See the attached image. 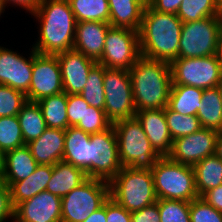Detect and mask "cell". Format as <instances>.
<instances>
[{
    "label": "cell",
    "mask_w": 222,
    "mask_h": 222,
    "mask_svg": "<svg viewBox=\"0 0 222 222\" xmlns=\"http://www.w3.org/2000/svg\"><path fill=\"white\" fill-rule=\"evenodd\" d=\"M177 16L183 23L219 16L218 0H183Z\"/></svg>",
    "instance_id": "cell-33"
},
{
    "label": "cell",
    "mask_w": 222,
    "mask_h": 222,
    "mask_svg": "<svg viewBox=\"0 0 222 222\" xmlns=\"http://www.w3.org/2000/svg\"><path fill=\"white\" fill-rule=\"evenodd\" d=\"M27 101L25 93L0 84V117L17 116Z\"/></svg>",
    "instance_id": "cell-37"
},
{
    "label": "cell",
    "mask_w": 222,
    "mask_h": 222,
    "mask_svg": "<svg viewBox=\"0 0 222 222\" xmlns=\"http://www.w3.org/2000/svg\"><path fill=\"white\" fill-rule=\"evenodd\" d=\"M85 105H89L81 95L68 94L67 117L68 127H75L85 114Z\"/></svg>",
    "instance_id": "cell-40"
},
{
    "label": "cell",
    "mask_w": 222,
    "mask_h": 222,
    "mask_svg": "<svg viewBox=\"0 0 222 222\" xmlns=\"http://www.w3.org/2000/svg\"><path fill=\"white\" fill-rule=\"evenodd\" d=\"M191 222H222V213L201 197L190 202Z\"/></svg>",
    "instance_id": "cell-39"
},
{
    "label": "cell",
    "mask_w": 222,
    "mask_h": 222,
    "mask_svg": "<svg viewBox=\"0 0 222 222\" xmlns=\"http://www.w3.org/2000/svg\"><path fill=\"white\" fill-rule=\"evenodd\" d=\"M219 57L222 65V32H221V38H220V44H219Z\"/></svg>",
    "instance_id": "cell-50"
},
{
    "label": "cell",
    "mask_w": 222,
    "mask_h": 222,
    "mask_svg": "<svg viewBox=\"0 0 222 222\" xmlns=\"http://www.w3.org/2000/svg\"><path fill=\"white\" fill-rule=\"evenodd\" d=\"M13 222H62V199L42 191L14 208Z\"/></svg>",
    "instance_id": "cell-15"
},
{
    "label": "cell",
    "mask_w": 222,
    "mask_h": 222,
    "mask_svg": "<svg viewBox=\"0 0 222 222\" xmlns=\"http://www.w3.org/2000/svg\"><path fill=\"white\" fill-rule=\"evenodd\" d=\"M221 32L222 19L219 16L183 23L178 58L217 55L219 53Z\"/></svg>",
    "instance_id": "cell-7"
},
{
    "label": "cell",
    "mask_w": 222,
    "mask_h": 222,
    "mask_svg": "<svg viewBox=\"0 0 222 222\" xmlns=\"http://www.w3.org/2000/svg\"><path fill=\"white\" fill-rule=\"evenodd\" d=\"M107 222H132L131 212L116 203L111 197L106 200Z\"/></svg>",
    "instance_id": "cell-42"
},
{
    "label": "cell",
    "mask_w": 222,
    "mask_h": 222,
    "mask_svg": "<svg viewBox=\"0 0 222 222\" xmlns=\"http://www.w3.org/2000/svg\"><path fill=\"white\" fill-rule=\"evenodd\" d=\"M17 116L25 144L40 137L47 129L42 110L37 102L27 101Z\"/></svg>",
    "instance_id": "cell-30"
},
{
    "label": "cell",
    "mask_w": 222,
    "mask_h": 222,
    "mask_svg": "<svg viewBox=\"0 0 222 222\" xmlns=\"http://www.w3.org/2000/svg\"><path fill=\"white\" fill-rule=\"evenodd\" d=\"M38 163L32 156L29 147H21L4 153V172L2 180L10 186L13 182L28 178L37 168Z\"/></svg>",
    "instance_id": "cell-22"
},
{
    "label": "cell",
    "mask_w": 222,
    "mask_h": 222,
    "mask_svg": "<svg viewBox=\"0 0 222 222\" xmlns=\"http://www.w3.org/2000/svg\"><path fill=\"white\" fill-rule=\"evenodd\" d=\"M218 13L219 17L222 19V0H218Z\"/></svg>",
    "instance_id": "cell-51"
},
{
    "label": "cell",
    "mask_w": 222,
    "mask_h": 222,
    "mask_svg": "<svg viewBox=\"0 0 222 222\" xmlns=\"http://www.w3.org/2000/svg\"><path fill=\"white\" fill-rule=\"evenodd\" d=\"M131 219L132 222H160L158 199L156 203L150 206L131 212Z\"/></svg>",
    "instance_id": "cell-43"
},
{
    "label": "cell",
    "mask_w": 222,
    "mask_h": 222,
    "mask_svg": "<svg viewBox=\"0 0 222 222\" xmlns=\"http://www.w3.org/2000/svg\"><path fill=\"white\" fill-rule=\"evenodd\" d=\"M196 116L202 128L222 131V96L217 87L203 90Z\"/></svg>",
    "instance_id": "cell-26"
},
{
    "label": "cell",
    "mask_w": 222,
    "mask_h": 222,
    "mask_svg": "<svg viewBox=\"0 0 222 222\" xmlns=\"http://www.w3.org/2000/svg\"><path fill=\"white\" fill-rule=\"evenodd\" d=\"M215 155L222 160V131L218 132L216 139Z\"/></svg>",
    "instance_id": "cell-48"
},
{
    "label": "cell",
    "mask_w": 222,
    "mask_h": 222,
    "mask_svg": "<svg viewBox=\"0 0 222 222\" xmlns=\"http://www.w3.org/2000/svg\"><path fill=\"white\" fill-rule=\"evenodd\" d=\"M64 92L57 55L40 54L33 49L32 79L26 93L29 102Z\"/></svg>",
    "instance_id": "cell-13"
},
{
    "label": "cell",
    "mask_w": 222,
    "mask_h": 222,
    "mask_svg": "<svg viewBox=\"0 0 222 222\" xmlns=\"http://www.w3.org/2000/svg\"><path fill=\"white\" fill-rule=\"evenodd\" d=\"M104 112L115 123L135 117L131 78L128 70L104 67Z\"/></svg>",
    "instance_id": "cell-10"
},
{
    "label": "cell",
    "mask_w": 222,
    "mask_h": 222,
    "mask_svg": "<svg viewBox=\"0 0 222 222\" xmlns=\"http://www.w3.org/2000/svg\"><path fill=\"white\" fill-rule=\"evenodd\" d=\"M25 58L11 49L0 46V84L27 93L32 79L33 48Z\"/></svg>",
    "instance_id": "cell-16"
},
{
    "label": "cell",
    "mask_w": 222,
    "mask_h": 222,
    "mask_svg": "<svg viewBox=\"0 0 222 222\" xmlns=\"http://www.w3.org/2000/svg\"><path fill=\"white\" fill-rule=\"evenodd\" d=\"M160 222H191L190 202L173 199H158Z\"/></svg>",
    "instance_id": "cell-36"
},
{
    "label": "cell",
    "mask_w": 222,
    "mask_h": 222,
    "mask_svg": "<svg viewBox=\"0 0 222 222\" xmlns=\"http://www.w3.org/2000/svg\"><path fill=\"white\" fill-rule=\"evenodd\" d=\"M157 199L191 202L198 198L194 170L191 165L160 157L151 169Z\"/></svg>",
    "instance_id": "cell-6"
},
{
    "label": "cell",
    "mask_w": 222,
    "mask_h": 222,
    "mask_svg": "<svg viewBox=\"0 0 222 222\" xmlns=\"http://www.w3.org/2000/svg\"><path fill=\"white\" fill-rule=\"evenodd\" d=\"M87 179L83 169L62 160L53 165V173L46 191L62 198Z\"/></svg>",
    "instance_id": "cell-25"
},
{
    "label": "cell",
    "mask_w": 222,
    "mask_h": 222,
    "mask_svg": "<svg viewBox=\"0 0 222 222\" xmlns=\"http://www.w3.org/2000/svg\"><path fill=\"white\" fill-rule=\"evenodd\" d=\"M117 137L113 125L90 137V178L110 182L120 171Z\"/></svg>",
    "instance_id": "cell-12"
},
{
    "label": "cell",
    "mask_w": 222,
    "mask_h": 222,
    "mask_svg": "<svg viewBox=\"0 0 222 222\" xmlns=\"http://www.w3.org/2000/svg\"><path fill=\"white\" fill-rule=\"evenodd\" d=\"M217 88L219 89L220 94L222 96V78L220 79L219 84L217 85Z\"/></svg>",
    "instance_id": "cell-53"
},
{
    "label": "cell",
    "mask_w": 222,
    "mask_h": 222,
    "mask_svg": "<svg viewBox=\"0 0 222 222\" xmlns=\"http://www.w3.org/2000/svg\"><path fill=\"white\" fill-rule=\"evenodd\" d=\"M183 0H147V4L154 10L177 14Z\"/></svg>",
    "instance_id": "cell-44"
},
{
    "label": "cell",
    "mask_w": 222,
    "mask_h": 222,
    "mask_svg": "<svg viewBox=\"0 0 222 222\" xmlns=\"http://www.w3.org/2000/svg\"><path fill=\"white\" fill-rule=\"evenodd\" d=\"M203 89L186 86L172 85L167 106L182 115H197Z\"/></svg>",
    "instance_id": "cell-28"
},
{
    "label": "cell",
    "mask_w": 222,
    "mask_h": 222,
    "mask_svg": "<svg viewBox=\"0 0 222 222\" xmlns=\"http://www.w3.org/2000/svg\"><path fill=\"white\" fill-rule=\"evenodd\" d=\"M104 66L96 64L89 72L83 91L79 93L92 107L104 110Z\"/></svg>",
    "instance_id": "cell-32"
},
{
    "label": "cell",
    "mask_w": 222,
    "mask_h": 222,
    "mask_svg": "<svg viewBox=\"0 0 222 222\" xmlns=\"http://www.w3.org/2000/svg\"><path fill=\"white\" fill-rule=\"evenodd\" d=\"M217 135L215 130L201 128L195 133L176 138L167 157L174 162L193 166L215 154Z\"/></svg>",
    "instance_id": "cell-14"
},
{
    "label": "cell",
    "mask_w": 222,
    "mask_h": 222,
    "mask_svg": "<svg viewBox=\"0 0 222 222\" xmlns=\"http://www.w3.org/2000/svg\"><path fill=\"white\" fill-rule=\"evenodd\" d=\"M41 1L42 0H2V3L5 7L7 4H9V6L10 4L16 5V7L19 6L26 10V12L32 14L36 11Z\"/></svg>",
    "instance_id": "cell-46"
},
{
    "label": "cell",
    "mask_w": 222,
    "mask_h": 222,
    "mask_svg": "<svg viewBox=\"0 0 222 222\" xmlns=\"http://www.w3.org/2000/svg\"><path fill=\"white\" fill-rule=\"evenodd\" d=\"M109 197L129 212L156 203L152 171L122 167L109 182Z\"/></svg>",
    "instance_id": "cell-4"
},
{
    "label": "cell",
    "mask_w": 222,
    "mask_h": 222,
    "mask_svg": "<svg viewBox=\"0 0 222 222\" xmlns=\"http://www.w3.org/2000/svg\"><path fill=\"white\" fill-rule=\"evenodd\" d=\"M140 57L139 31L111 26L105 36L102 57L97 63L129 71Z\"/></svg>",
    "instance_id": "cell-11"
},
{
    "label": "cell",
    "mask_w": 222,
    "mask_h": 222,
    "mask_svg": "<svg viewBox=\"0 0 222 222\" xmlns=\"http://www.w3.org/2000/svg\"><path fill=\"white\" fill-rule=\"evenodd\" d=\"M25 145L18 116L0 117V149L3 153Z\"/></svg>",
    "instance_id": "cell-35"
},
{
    "label": "cell",
    "mask_w": 222,
    "mask_h": 222,
    "mask_svg": "<svg viewBox=\"0 0 222 222\" xmlns=\"http://www.w3.org/2000/svg\"><path fill=\"white\" fill-rule=\"evenodd\" d=\"M52 173L53 165L38 164L36 170L28 178L13 182L9 186L12 206L15 208L19 203L45 191Z\"/></svg>",
    "instance_id": "cell-23"
},
{
    "label": "cell",
    "mask_w": 222,
    "mask_h": 222,
    "mask_svg": "<svg viewBox=\"0 0 222 222\" xmlns=\"http://www.w3.org/2000/svg\"><path fill=\"white\" fill-rule=\"evenodd\" d=\"M135 117L141 123L155 152L160 157H167L173 140L167 126L164 109L137 111Z\"/></svg>",
    "instance_id": "cell-18"
},
{
    "label": "cell",
    "mask_w": 222,
    "mask_h": 222,
    "mask_svg": "<svg viewBox=\"0 0 222 222\" xmlns=\"http://www.w3.org/2000/svg\"><path fill=\"white\" fill-rule=\"evenodd\" d=\"M56 55L61 69L64 92L79 94L86 85L90 70L97 62L74 49Z\"/></svg>",
    "instance_id": "cell-17"
},
{
    "label": "cell",
    "mask_w": 222,
    "mask_h": 222,
    "mask_svg": "<svg viewBox=\"0 0 222 222\" xmlns=\"http://www.w3.org/2000/svg\"><path fill=\"white\" fill-rule=\"evenodd\" d=\"M122 167L151 170L160 156L152 148L136 117L113 123Z\"/></svg>",
    "instance_id": "cell-5"
},
{
    "label": "cell",
    "mask_w": 222,
    "mask_h": 222,
    "mask_svg": "<svg viewBox=\"0 0 222 222\" xmlns=\"http://www.w3.org/2000/svg\"><path fill=\"white\" fill-rule=\"evenodd\" d=\"M8 218L14 220V207L11 203L10 188L0 179V222H6Z\"/></svg>",
    "instance_id": "cell-41"
},
{
    "label": "cell",
    "mask_w": 222,
    "mask_h": 222,
    "mask_svg": "<svg viewBox=\"0 0 222 222\" xmlns=\"http://www.w3.org/2000/svg\"><path fill=\"white\" fill-rule=\"evenodd\" d=\"M109 198V182L88 178L62 197V222H84Z\"/></svg>",
    "instance_id": "cell-8"
},
{
    "label": "cell",
    "mask_w": 222,
    "mask_h": 222,
    "mask_svg": "<svg viewBox=\"0 0 222 222\" xmlns=\"http://www.w3.org/2000/svg\"><path fill=\"white\" fill-rule=\"evenodd\" d=\"M112 125L113 123L108 119L104 110L85 105L83 119H81L75 127L91 135L105 131Z\"/></svg>",
    "instance_id": "cell-38"
},
{
    "label": "cell",
    "mask_w": 222,
    "mask_h": 222,
    "mask_svg": "<svg viewBox=\"0 0 222 222\" xmlns=\"http://www.w3.org/2000/svg\"><path fill=\"white\" fill-rule=\"evenodd\" d=\"M4 11H5V6L3 5L2 0H0V17L1 14L4 13Z\"/></svg>",
    "instance_id": "cell-52"
},
{
    "label": "cell",
    "mask_w": 222,
    "mask_h": 222,
    "mask_svg": "<svg viewBox=\"0 0 222 222\" xmlns=\"http://www.w3.org/2000/svg\"><path fill=\"white\" fill-rule=\"evenodd\" d=\"M137 111L164 109L172 86L169 62L141 56L129 69Z\"/></svg>",
    "instance_id": "cell-3"
},
{
    "label": "cell",
    "mask_w": 222,
    "mask_h": 222,
    "mask_svg": "<svg viewBox=\"0 0 222 222\" xmlns=\"http://www.w3.org/2000/svg\"><path fill=\"white\" fill-rule=\"evenodd\" d=\"M182 25L177 14L156 11L146 4L139 29L141 56L169 63L177 59Z\"/></svg>",
    "instance_id": "cell-2"
},
{
    "label": "cell",
    "mask_w": 222,
    "mask_h": 222,
    "mask_svg": "<svg viewBox=\"0 0 222 222\" xmlns=\"http://www.w3.org/2000/svg\"><path fill=\"white\" fill-rule=\"evenodd\" d=\"M201 198L222 213V184L205 192Z\"/></svg>",
    "instance_id": "cell-45"
},
{
    "label": "cell",
    "mask_w": 222,
    "mask_h": 222,
    "mask_svg": "<svg viewBox=\"0 0 222 222\" xmlns=\"http://www.w3.org/2000/svg\"><path fill=\"white\" fill-rule=\"evenodd\" d=\"M3 172H4V153L0 149V179H2Z\"/></svg>",
    "instance_id": "cell-49"
},
{
    "label": "cell",
    "mask_w": 222,
    "mask_h": 222,
    "mask_svg": "<svg viewBox=\"0 0 222 222\" xmlns=\"http://www.w3.org/2000/svg\"><path fill=\"white\" fill-rule=\"evenodd\" d=\"M31 15L41 24L32 45L37 53L56 55L73 49L77 22L68 0H42Z\"/></svg>",
    "instance_id": "cell-1"
},
{
    "label": "cell",
    "mask_w": 222,
    "mask_h": 222,
    "mask_svg": "<svg viewBox=\"0 0 222 222\" xmlns=\"http://www.w3.org/2000/svg\"><path fill=\"white\" fill-rule=\"evenodd\" d=\"M84 222H107L106 201L98 210H95Z\"/></svg>",
    "instance_id": "cell-47"
},
{
    "label": "cell",
    "mask_w": 222,
    "mask_h": 222,
    "mask_svg": "<svg viewBox=\"0 0 222 222\" xmlns=\"http://www.w3.org/2000/svg\"><path fill=\"white\" fill-rule=\"evenodd\" d=\"M112 27L139 31L147 0H108Z\"/></svg>",
    "instance_id": "cell-24"
},
{
    "label": "cell",
    "mask_w": 222,
    "mask_h": 222,
    "mask_svg": "<svg viewBox=\"0 0 222 222\" xmlns=\"http://www.w3.org/2000/svg\"><path fill=\"white\" fill-rule=\"evenodd\" d=\"M164 112L172 140L190 135L202 128L197 116L182 115L168 106L164 108Z\"/></svg>",
    "instance_id": "cell-34"
},
{
    "label": "cell",
    "mask_w": 222,
    "mask_h": 222,
    "mask_svg": "<svg viewBox=\"0 0 222 222\" xmlns=\"http://www.w3.org/2000/svg\"><path fill=\"white\" fill-rule=\"evenodd\" d=\"M109 23L82 21L76 23L73 49L96 62L102 57Z\"/></svg>",
    "instance_id": "cell-19"
},
{
    "label": "cell",
    "mask_w": 222,
    "mask_h": 222,
    "mask_svg": "<svg viewBox=\"0 0 222 222\" xmlns=\"http://www.w3.org/2000/svg\"><path fill=\"white\" fill-rule=\"evenodd\" d=\"M77 23L82 21L109 23L108 0H68Z\"/></svg>",
    "instance_id": "cell-31"
},
{
    "label": "cell",
    "mask_w": 222,
    "mask_h": 222,
    "mask_svg": "<svg viewBox=\"0 0 222 222\" xmlns=\"http://www.w3.org/2000/svg\"><path fill=\"white\" fill-rule=\"evenodd\" d=\"M26 145L38 164L54 165L63 158L65 130L47 128L40 137Z\"/></svg>",
    "instance_id": "cell-20"
},
{
    "label": "cell",
    "mask_w": 222,
    "mask_h": 222,
    "mask_svg": "<svg viewBox=\"0 0 222 222\" xmlns=\"http://www.w3.org/2000/svg\"><path fill=\"white\" fill-rule=\"evenodd\" d=\"M172 85H186L201 89L215 88L222 78V65L219 54L177 58L171 63Z\"/></svg>",
    "instance_id": "cell-9"
},
{
    "label": "cell",
    "mask_w": 222,
    "mask_h": 222,
    "mask_svg": "<svg viewBox=\"0 0 222 222\" xmlns=\"http://www.w3.org/2000/svg\"><path fill=\"white\" fill-rule=\"evenodd\" d=\"M192 167L199 197L222 184V160L215 154L207 156Z\"/></svg>",
    "instance_id": "cell-27"
},
{
    "label": "cell",
    "mask_w": 222,
    "mask_h": 222,
    "mask_svg": "<svg viewBox=\"0 0 222 222\" xmlns=\"http://www.w3.org/2000/svg\"><path fill=\"white\" fill-rule=\"evenodd\" d=\"M67 98L68 94L61 92L37 102L42 110L47 128L62 130L68 128Z\"/></svg>",
    "instance_id": "cell-29"
},
{
    "label": "cell",
    "mask_w": 222,
    "mask_h": 222,
    "mask_svg": "<svg viewBox=\"0 0 222 222\" xmlns=\"http://www.w3.org/2000/svg\"><path fill=\"white\" fill-rule=\"evenodd\" d=\"M90 137L91 135L77 127L65 130V145L62 160L81 168L90 178Z\"/></svg>",
    "instance_id": "cell-21"
}]
</instances>
